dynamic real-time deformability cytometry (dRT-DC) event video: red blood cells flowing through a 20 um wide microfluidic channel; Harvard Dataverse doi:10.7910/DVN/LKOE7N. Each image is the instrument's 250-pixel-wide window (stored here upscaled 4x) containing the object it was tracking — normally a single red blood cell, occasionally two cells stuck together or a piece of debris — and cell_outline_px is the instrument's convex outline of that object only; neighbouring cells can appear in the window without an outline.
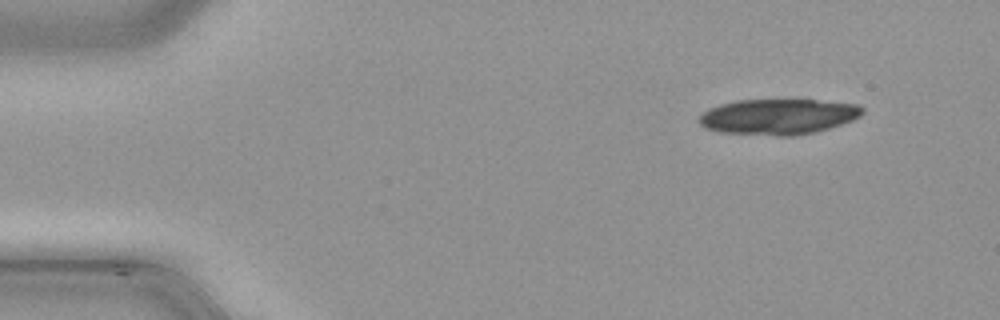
{"species": "common noctule bat (a hibernating species)", "species_latin": "Nyctalus noctula", "temperature_condition": "cold", "stored_images_in_passage": 45, "camera_frame_rate_fps": 3000, "um_per_image_px": 0.085, "animal": {"sex": "male", "body_mass_g": 21.5, "forearm_length_mm": 52.0}, "frame": {"image": 1, "passage_image": 2, "time_ms": 0.333, "image_size_px": [1000, 320], "cell_outline_px": [[864, 112], [860, 116], [852, 120], [816, 132], [792, 136], [776, 136], [720, 132], [708, 128], [700, 124], [696, 120], [708, 108], [720, 104], [736, 100], [816, 100], [856, 104], [864, 108]], "centroid_in_image_um": [66.13, 9.92], "position_along_channel_um": 18.9, "area_um2": 33.87}}
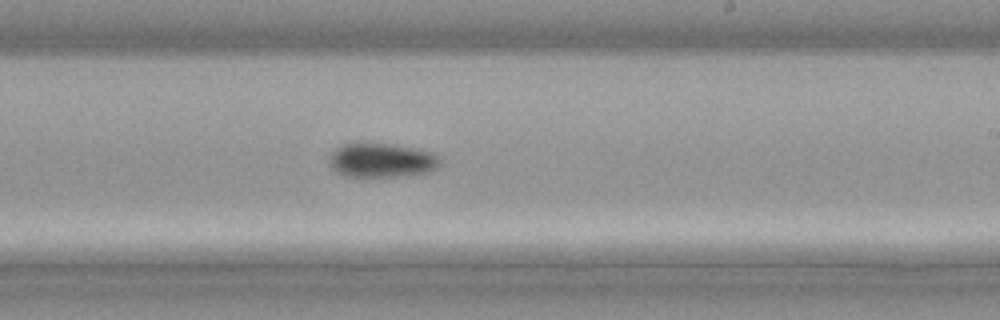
{"frame": {"image": 2, "passage_image": 26, "time_ms": 8.333, "image_size_px": [1000, 320], "cell_outline_px": [[440, 164], [432, 172], [408, 176], [344, 176], [336, 172], [328, 164], [328, 156], [340, 144], [352, 140], [360, 140], [396, 144], [420, 148], [436, 152], [440, 156]], "centroid_in_image_um": [32.43, 13.56], "position_along_channel_um": 256.6, "area_um2": 23.58}}
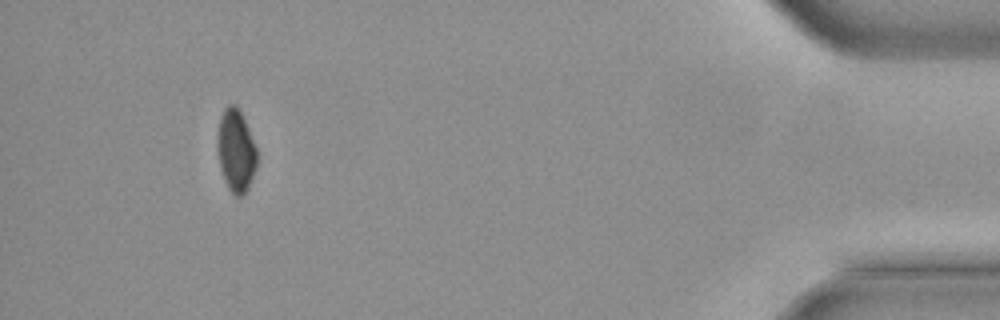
{"frame": {"image": 3, "passage_image": 42, "time_ms": 13.667, "image_size_px": [1000, 320], "cell_outline_px": [[256, 164], [248, 188], [240, 196], [236, 196], [228, 188], [224, 180], [220, 164], [216, 144], [216, 140], [220, 116], [224, 108], [228, 104], [232, 104], [240, 112], [248, 128], [256, 148]], "centroid_in_image_um": [20.02, 12.79], "position_along_channel_um": 415.2, "area_um2": 18.61}}